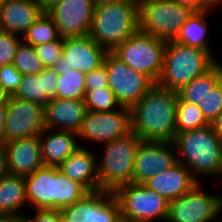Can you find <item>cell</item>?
<instances>
[{
  "label": "cell",
  "instance_id": "1",
  "mask_svg": "<svg viewBox=\"0 0 222 222\" xmlns=\"http://www.w3.org/2000/svg\"><path fill=\"white\" fill-rule=\"evenodd\" d=\"M178 94L154 85L131 109V132L141 141L173 142Z\"/></svg>",
  "mask_w": 222,
  "mask_h": 222
},
{
  "label": "cell",
  "instance_id": "2",
  "mask_svg": "<svg viewBox=\"0 0 222 222\" xmlns=\"http://www.w3.org/2000/svg\"><path fill=\"white\" fill-rule=\"evenodd\" d=\"M173 143L177 150V162L190 170L198 182H202L200 176L204 175L220 177L222 141L216 136L211 125L176 134Z\"/></svg>",
  "mask_w": 222,
  "mask_h": 222
},
{
  "label": "cell",
  "instance_id": "3",
  "mask_svg": "<svg viewBox=\"0 0 222 222\" xmlns=\"http://www.w3.org/2000/svg\"><path fill=\"white\" fill-rule=\"evenodd\" d=\"M212 51L167 41L164 49L163 69L156 85L178 93L194 78L209 71L217 58Z\"/></svg>",
  "mask_w": 222,
  "mask_h": 222
},
{
  "label": "cell",
  "instance_id": "4",
  "mask_svg": "<svg viewBox=\"0 0 222 222\" xmlns=\"http://www.w3.org/2000/svg\"><path fill=\"white\" fill-rule=\"evenodd\" d=\"M137 31V2L120 0L95 6L88 35L107 52H113Z\"/></svg>",
  "mask_w": 222,
  "mask_h": 222
},
{
  "label": "cell",
  "instance_id": "5",
  "mask_svg": "<svg viewBox=\"0 0 222 222\" xmlns=\"http://www.w3.org/2000/svg\"><path fill=\"white\" fill-rule=\"evenodd\" d=\"M141 139L133 132L102 144L103 157L97 161L100 190L115 193L133 183L135 156Z\"/></svg>",
  "mask_w": 222,
  "mask_h": 222
},
{
  "label": "cell",
  "instance_id": "6",
  "mask_svg": "<svg viewBox=\"0 0 222 222\" xmlns=\"http://www.w3.org/2000/svg\"><path fill=\"white\" fill-rule=\"evenodd\" d=\"M193 12L174 0H144L138 4V30L171 41Z\"/></svg>",
  "mask_w": 222,
  "mask_h": 222
},
{
  "label": "cell",
  "instance_id": "7",
  "mask_svg": "<svg viewBox=\"0 0 222 222\" xmlns=\"http://www.w3.org/2000/svg\"><path fill=\"white\" fill-rule=\"evenodd\" d=\"M166 42L138 30L113 53L133 70L146 75L156 85L163 69Z\"/></svg>",
  "mask_w": 222,
  "mask_h": 222
},
{
  "label": "cell",
  "instance_id": "8",
  "mask_svg": "<svg viewBox=\"0 0 222 222\" xmlns=\"http://www.w3.org/2000/svg\"><path fill=\"white\" fill-rule=\"evenodd\" d=\"M120 204L121 220L130 222H164L168 217L169 202L144 184L130 183L115 193Z\"/></svg>",
  "mask_w": 222,
  "mask_h": 222
},
{
  "label": "cell",
  "instance_id": "9",
  "mask_svg": "<svg viewBox=\"0 0 222 222\" xmlns=\"http://www.w3.org/2000/svg\"><path fill=\"white\" fill-rule=\"evenodd\" d=\"M103 64L108 73V88L121 107L131 109L155 84L136 72L113 52H107Z\"/></svg>",
  "mask_w": 222,
  "mask_h": 222
},
{
  "label": "cell",
  "instance_id": "10",
  "mask_svg": "<svg viewBox=\"0 0 222 222\" xmlns=\"http://www.w3.org/2000/svg\"><path fill=\"white\" fill-rule=\"evenodd\" d=\"M198 182L188 192L169 202L166 222H210L222 211V195L210 194Z\"/></svg>",
  "mask_w": 222,
  "mask_h": 222
},
{
  "label": "cell",
  "instance_id": "11",
  "mask_svg": "<svg viewBox=\"0 0 222 222\" xmlns=\"http://www.w3.org/2000/svg\"><path fill=\"white\" fill-rule=\"evenodd\" d=\"M63 222H120V204L114 193L102 190L87 193L61 210Z\"/></svg>",
  "mask_w": 222,
  "mask_h": 222
},
{
  "label": "cell",
  "instance_id": "12",
  "mask_svg": "<svg viewBox=\"0 0 222 222\" xmlns=\"http://www.w3.org/2000/svg\"><path fill=\"white\" fill-rule=\"evenodd\" d=\"M131 132L130 109L120 107L112 112L86 111L78 140L104 144Z\"/></svg>",
  "mask_w": 222,
  "mask_h": 222
},
{
  "label": "cell",
  "instance_id": "13",
  "mask_svg": "<svg viewBox=\"0 0 222 222\" xmlns=\"http://www.w3.org/2000/svg\"><path fill=\"white\" fill-rule=\"evenodd\" d=\"M106 53L89 35L64 38L63 54L52 69L58 75L70 69L86 75L103 65Z\"/></svg>",
  "mask_w": 222,
  "mask_h": 222
},
{
  "label": "cell",
  "instance_id": "14",
  "mask_svg": "<svg viewBox=\"0 0 222 222\" xmlns=\"http://www.w3.org/2000/svg\"><path fill=\"white\" fill-rule=\"evenodd\" d=\"M95 6L94 0H59L45 13L61 38L82 37L89 33Z\"/></svg>",
  "mask_w": 222,
  "mask_h": 222
},
{
  "label": "cell",
  "instance_id": "15",
  "mask_svg": "<svg viewBox=\"0 0 222 222\" xmlns=\"http://www.w3.org/2000/svg\"><path fill=\"white\" fill-rule=\"evenodd\" d=\"M44 116V106L11 96L4 124L5 143L39 136L45 129Z\"/></svg>",
  "mask_w": 222,
  "mask_h": 222
},
{
  "label": "cell",
  "instance_id": "16",
  "mask_svg": "<svg viewBox=\"0 0 222 222\" xmlns=\"http://www.w3.org/2000/svg\"><path fill=\"white\" fill-rule=\"evenodd\" d=\"M173 142L141 141L135 156L133 183L144 184L177 163Z\"/></svg>",
  "mask_w": 222,
  "mask_h": 222
},
{
  "label": "cell",
  "instance_id": "17",
  "mask_svg": "<svg viewBox=\"0 0 222 222\" xmlns=\"http://www.w3.org/2000/svg\"><path fill=\"white\" fill-rule=\"evenodd\" d=\"M8 172L27 177L42 167L39 136L21 138L4 144Z\"/></svg>",
  "mask_w": 222,
  "mask_h": 222
},
{
  "label": "cell",
  "instance_id": "18",
  "mask_svg": "<svg viewBox=\"0 0 222 222\" xmlns=\"http://www.w3.org/2000/svg\"><path fill=\"white\" fill-rule=\"evenodd\" d=\"M44 12L35 0H5L0 4V30L23 37Z\"/></svg>",
  "mask_w": 222,
  "mask_h": 222
},
{
  "label": "cell",
  "instance_id": "19",
  "mask_svg": "<svg viewBox=\"0 0 222 222\" xmlns=\"http://www.w3.org/2000/svg\"><path fill=\"white\" fill-rule=\"evenodd\" d=\"M86 113L81 99H50L44 106V126L48 129L78 132Z\"/></svg>",
  "mask_w": 222,
  "mask_h": 222
},
{
  "label": "cell",
  "instance_id": "20",
  "mask_svg": "<svg viewBox=\"0 0 222 222\" xmlns=\"http://www.w3.org/2000/svg\"><path fill=\"white\" fill-rule=\"evenodd\" d=\"M97 155L86 145L75 150L58 169L70 179L82 184L89 192L100 190Z\"/></svg>",
  "mask_w": 222,
  "mask_h": 222
},
{
  "label": "cell",
  "instance_id": "21",
  "mask_svg": "<svg viewBox=\"0 0 222 222\" xmlns=\"http://www.w3.org/2000/svg\"><path fill=\"white\" fill-rule=\"evenodd\" d=\"M197 183L191 171L177 162L170 169L150 178L144 185L171 202L184 195Z\"/></svg>",
  "mask_w": 222,
  "mask_h": 222
},
{
  "label": "cell",
  "instance_id": "22",
  "mask_svg": "<svg viewBox=\"0 0 222 222\" xmlns=\"http://www.w3.org/2000/svg\"><path fill=\"white\" fill-rule=\"evenodd\" d=\"M77 139L76 132L45 128L39 135L43 164L58 167L81 146Z\"/></svg>",
  "mask_w": 222,
  "mask_h": 222
},
{
  "label": "cell",
  "instance_id": "23",
  "mask_svg": "<svg viewBox=\"0 0 222 222\" xmlns=\"http://www.w3.org/2000/svg\"><path fill=\"white\" fill-rule=\"evenodd\" d=\"M24 179L28 205L35 210H55V167L43 165Z\"/></svg>",
  "mask_w": 222,
  "mask_h": 222
},
{
  "label": "cell",
  "instance_id": "24",
  "mask_svg": "<svg viewBox=\"0 0 222 222\" xmlns=\"http://www.w3.org/2000/svg\"><path fill=\"white\" fill-rule=\"evenodd\" d=\"M57 85L58 74L48 67L39 74L23 75L12 96L45 106L50 99L57 98Z\"/></svg>",
  "mask_w": 222,
  "mask_h": 222
},
{
  "label": "cell",
  "instance_id": "25",
  "mask_svg": "<svg viewBox=\"0 0 222 222\" xmlns=\"http://www.w3.org/2000/svg\"><path fill=\"white\" fill-rule=\"evenodd\" d=\"M28 205L25 179L10 173L0 177V217H24L21 208Z\"/></svg>",
  "mask_w": 222,
  "mask_h": 222
},
{
  "label": "cell",
  "instance_id": "26",
  "mask_svg": "<svg viewBox=\"0 0 222 222\" xmlns=\"http://www.w3.org/2000/svg\"><path fill=\"white\" fill-rule=\"evenodd\" d=\"M209 13L210 11H194L180 27L174 41L186 46L212 51L207 38V16Z\"/></svg>",
  "mask_w": 222,
  "mask_h": 222
},
{
  "label": "cell",
  "instance_id": "27",
  "mask_svg": "<svg viewBox=\"0 0 222 222\" xmlns=\"http://www.w3.org/2000/svg\"><path fill=\"white\" fill-rule=\"evenodd\" d=\"M222 80V66L217 62L209 71L185 85L177 94L180 101L200 106L208 93Z\"/></svg>",
  "mask_w": 222,
  "mask_h": 222
},
{
  "label": "cell",
  "instance_id": "28",
  "mask_svg": "<svg viewBox=\"0 0 222 222\" xmlns=\"http://www.w3.org/2000/svg\"><path fill=\"white\" fill-rule=\"evenodd\" d=\"M87 193L89 191L82 184L70 179L55 167V210H62Z\"/></svg>",
  "mask_w": 222,
  "mask_h": 222
},
{
  "label": "cell",
  "instance_id": "29",
  "mask_svg": "<svg viewBox=\"0 0 222 222\" xmlns=\"http://www.w3.org/2000/svg\"><path fill=\"white\" fill-rule=\"evenodd\" d=\"M210 125L205 119L200 106L193 103L180 101L177 102L176 114V134L188 130H195Z\"/></svg>",
  "mask_w": 222,
  "mask_h": 222
},
{
  "label": "cell",
  "instance_id": "30",
  "mask_svg": "<svg viewBox=\"0 0 222 222\" xmlns=\"http://www.w3.org/2000/svg\"><path fill=\"white\" fill-rule=\"evenodd\" d=\"M85 95V74L70 69L65 74L58 75L57 98L84 100Z\"/></svg>",
  "mask_w": 222,
  "mask_h": 222
},
{
  "label": "cell",
  "instance_id": "31",
  "mask_svg": "<svg viewBox=\"0 0 222 222\" xmlns=\"http://www.w3.org/2000/svg\"><path fill=\"white\" fill-rule=\"evenodd\" d=\"M59 37L54 21L44 12L23 35L22 40L32 46H38L56 41Z\"/></svg>",
  "mask_w": 222,
  "mask_h": 222
},
{
  "label": "cell",
  "instance_id": "32",
  "mask_svg": "<svg viewBox=\"0 0 222 222\" xmlns=\"http://www.w3.org/2000/svg\"><path fill=\"white\" fill-rule=\"evenodd\" d=\"M12 64L22 75L39 74L45 68L38 58L34 46L23 40L17 47Z\"/></svg>",
  "mask_w": 222,
  "mask_h": 222
},
{
  "label": "cell",
  "instance_id": "33",
  "mask_svg": "<svg viewBox=\"0 0 222 222\" xmlns=\"http://www.w3.org/2000/svg\"><path fill=\"white\" fill-rule=\"evenodd\" d=\"M84 101L86 111L112 112L121 107L109 88L86 90Z\"/></svg>",
  "mask_w": 222,
  "mask_h": 222
},
{
  "label": "cell",
  "instance_id": "34",
  "mask_svg": "<svg viewBox=\"0 0 222 222\" xmlns=\"http://www.w3.org/2000/svg\"><path fill=\"white\" fill-rule=\"evenodd\" d=\"M200 109L209 124L222 113V80L208 93Z\"/></svg>",
  "mask_w": 222,
  "mask_h": 222
},
{
  "label": "cell",
  "instance_id": "35",
  "mask_svg": "<svg viewBox=\"0 0 222 222\" xmlns=\"http://www.w3.org/2000/svg\"><path fill=\"white\" fill-rule=\"evenodd\" d=\"M21 41V36L0 30V67L13 63L17 47Z\"/></svg>",
  "mask_w": 222,
  "mask_h": 222
},
{
  "label": "cell",
  "instance_id": "36",
  "mask_svg": "<svg viewBox=\"0 0 222 222\" xmlns=\"http://www.w3.org/2000/svg\"><path fill=\"white\" fill-rule=\"evenodd\" d=\"M64 38L59 37L56 41L34 46L38 58L45 68L53 67L63 54Z\"/></svg>",
  "mask_w": 222,
  "mask_h": 222
},
{
  "label": "cell",
  "instance_id": "37",
  "mask_svg": "<svg viewBox=\"0 0 222 222\" xmlns=\"http://www.w3.org/2000/svg\"><path fill=\"white\" fill-rule=\"evenodd\" d=\"M22 77L13 64L0 67V84L10 96L16 92Z\"/></svg>",
  "mask_w": 222,
  "mask_h": 222
},
{
  "label": "cell",
  "instance_id": "38",
  "mask_svg": "<svg viewBox=\"0 0 222 222\" xmlns=\"http://www.w3.org/2000/svg\"><path fill=\"white\" fill-rule=\"evenodd\" d=\"M108 73L105 65L92 70L85 75V89L95 90L98 88H108Z\"/></svg>",
  "mask_w": 222,
  "mask_h": 222
},
{
  "label": "cell",
  "instance_id": "39",
  "mask_svg": "<svg viewBox=\"0 0 222 222\" xmlns=\"http://www.w3.org/2000/svg\"><path fill=\"white\" fill-rule=\"evenodd\" d=\"M26 222H62L61 210H35L33 215L24 216Z\"/></svg>",
  "mask_w": 222,
  "mask_h": 222
},
{
  "label": "cell",
  "instance_id": "40",
  "mask_svg": "<svg viewBox=\"0 0 222 222\" xmlns=\"http://www.w3.org/2000/svg\"><path fill=\"white\" fill-rule=\"evenodd\" d=\"M7 115V104H0V145L5 144L4 124Z\"/></svg>",
  "mask_w": 222,
  "mask_h": 222
},
{
  "label": "cell",
  "instance_id": "41",
  "mask_svg": "<svg viewBox=\"0 0 222 222\" xmlns=\"http://www.w3.org/2000/svg\"><path fill=\"white\" fill-rule=\"evenodd\" d=\"M222 0H200V11H212L215 10V6L222 5Z\"/></svg>",
  "mask_w": 222,
  "mask_h": 222
},
{
  "label": "cell",
  "instance_id": "42",
  "mask_svg": "<svg viewBox=\"0 0 222 222\" xmlns=\"http://www.w3.org/2000/svg\"><path fill=\"white\" fill-rule=\"evenodd\" d=\"M9 173L7 168V159L4 145H0V177Z\"/></svg>",
  "mask_w": 222,
  "mask_h": 222
},
{
  "label": "cell",
  "instance_id": "43",
  "mask_svg": "<svg viewBox=\"0 0 222 222\" xmlns=\"http://www.w3.org/2000/svg\"><path fill=\"white\" fill-rule=\"evenodd\" d=\"M210 125L216 136L222 141V113L217 116Z\"/></svg>",
  "mask_w": 222,
  "mask_h": 222
},
{
  "label": "cell",
  "instance_id": "44",
  "mask_svg": "<svg viewBox=\"0 0 222 222\" xmlns=\"http://www.w3.org/2000/svg\"><path fill=\"white\" fill-rule=\"evenodd\" d=\"M182 5L188 6L194 11H200V0H174Z\"/></svg>",
  "mask_w": 222,
  "mask_h": 222
},
{
  "label": "cell",
  "instance_id": "45",
  "mask_svg": "<svg viewBox=\"0 0 222 222\" xmlns=\"http://www.w3.org/2000/svg\"><path fill=\"white\" fill-rule=\"evenodd\" d=\"M35 1L44 11H46L59 0H35Z\"/></svg>",
  "mask_w": 222,
  "mask_h": 222
},
{
  "label": "cell",
  "instance_id": "46",
  "mask_svg": "<svg viewBox=\"0 0 222 222\" xmlns=\"http://www.w3.org/2000/svg\"><path fill=\"white\" fill-rule=\"evenodd\" d=\"M10 97L9 93L0 84V104H7Z\"/></svg>",
  "mask_w": 222,
  "mask_h": 222
},
{
  "label": "cell",
  "instance_id": "47",
  "mask_svg": "<svg viewBox=\"0 0 222 222\" xmlns=\"http://www.w3.org/2000/svg\"><path fill=\"white\" fill-rule=\"evenodd\" d=\"M0 222H26L24 217H0Z\"/></svg>",
  "mask_w": 222,
  "mask_h": 222
},
{
  "label": "cell",
  "instance_id": "48",
  "mask_svg": "<svg viewBox=\"0 0 222 222\" xmlns=\"http://www.w3.org/2000/svg\"><path fill=\"white\" fill-rule=\"evenodd\" d=\"M116 1H120V0H94L95 4H101V3H110V2H116Z\"/></svg>",
  "mask_w": 222,
  "mask_h": 222
},
{
  "label": "cell",
  "instance_id": "49",
  "mask_svg": "<svg viewBox=\"0 0 222 222\" xmlns=\"http://www.w3.org/2000/svg\"><path fill=\"white\" fill-rule=\"evenodd\" d=\"M137 2V4H139L140 2L144 1V0H135Z\"/></svg>",
  "mask_w": 222,
  "mask_h": 222
}]
</instances>
